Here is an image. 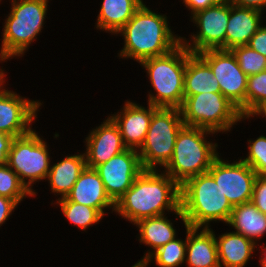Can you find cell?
<instances>
[{"label":"cell","mask_w":266,"mask_h":267,"mask_svg":"<svg viewBox=\"0 0 266 267\" xmlns=\"http://www.w3.org/2000/svg\"><path fill=\"white\" fill-rule=\"evenodd\" d=\"M14 137L0 131V165L8 162V153Z\"/></svg>","instance_id":"cell-36"},{"label":"cell","mask_w":266,"mask_h":267,"mask_svg":"<svg viewBox=\"0 0 266 267\" xmlns=\"http://www.w3.org/2000/svg\"><path fill=\"white\" fill-rule=\"evenodd\" d=\"M131 267H144V265H143V263L136 262V263L133 264Z\"/></svg>","instance_id":"cell-41"},{"label":"cell","mask_w":266,"mask_h":267,"mask_svg":"<svg viewBox=\"0 0 266 267\" xmlns=\"http://www.w3.org/2000/svg\"><path fill=\"white\" fill-rule=\"evenodd\" d=\"M184 125L179 108L158 107L153 112L145 141L138 150L144 170H162L168 164Z\"/></svg>","instance_id":"cell-9"},{"label":"cell","mask_w":266,"mask_h":267,"mask_svg":"<svg viewBox=\"0 0 266 267\" xmlns=\"http://www.w3.org/2000/svg\"><path fill=\"white\" fill-rule=\"evenodd\" d=\"M187 49L181 43L171 52L141 61L145 77L151 85L147 102L156 107L180 108L184 101V73Z\"/></svg>","instance_id":"cell-6"},{"label":"cell","mask_w":266,"mask_h":267,"mask_svg":"<svg viewBox=\"0 0 266 267\" xmlns=\"http://www.w3.org/2000/svg\"><path fill=\"white\" fill-rule=\"evenodd\" d=\"M235 0H216L217 3H228V4H234Z\"/></svg>","instance_id":"cell-40"},{"label":"cell","mask_w":266,"mask_h":267,"mask_svg":"<svg viewBox=\"0 0 266 267\" xmlns=\"http://www.w3.org/2000/svg\"><path fill=\"white\" fill-rule=\"evenodd\" d=\"M52 162L46 179L50 194L57 196L56 200L66 197L73 188L79 175L87 167L83 151L78 150L75 154H67ZM57 194V195H56Z\"/></svg>","instance_id":"cell-19"},{"label":"cell","mask_w":266,"mask_h":267,"mask_svg":"<svg viewBox=\"0 0 266 267\" xmlns=\"http://www.w3.org/2000/svg\"><path fill=\"white\" fill-rule=\"evenodd\" d=\"M9 12L2 22L0 63L25 57L40 37L52 0H8ZM1 66L0 69H4Z\"/></svg>","instance_id":"cell-3"},{"label":"cell","mask_w":266,"mask_h":267,"mask_svg":"<svg viewBox=\"0 0 266 267\" xmlns=\"http://www.w3.org/2000/svg\"><path fill=\"white\" fill-rule=\"evenodd\" d=\"M198 55L210 66L218 80L221 93L233 103L245 118V93L248 76L238 65L231 50L209 49Z\"/></svg>","instance_id":"cell-12"},{"label":"cell","mask_w":266,"mask_h":267,"mask_svg":"<svg viewBox=\"0 0 266 267\" xmlns=\"http://www.w3.org/2000/svg\"><path fill=\"white\" fill-rule=\"evenodd\" d=\"M173 215L175 221L164 214L141 219L133 225L138 230L136 237L140 243L139 245L143 244L149 248L145 250L143 257L140 260L138 259L137 262L143 263L154 251L178 236L179 232L174 227V223H178L177 220L180 221V224H183L181 227L185 228L187 226L181 208L173 212Z\"/></svg>","instance_id":"cell-17"},{"label":"cell","mask_w":266,"mask_h":267,"mask_svg":"<svg viewBox=\"0 0 266 267\" xmlns=\"http://www.w3.org/2000/svg\"><path fill=\"white\" fill-rule=\"evenodd\" d=\"M180 208V186L162 170H143L115 203L114 214L132 225Z\"/></svg>","instance_id":"cell-2"},{"label":"cell","mask_w":266,"mask_h":267,"mask_svg":"<svg viewBox=\"0 0 266 267\" xmlns=\"http://www.w3.org/2000/svg\"><path fill=\"white\" fill-rule=\"evenodd\" d=\"M95 170L102 179L107 195L116 203L144 169L138 150L127 148L107 162L98 165Z\"/></svg>","instance_id":"cell-14"},{"label":"cell","mask_w":266,"mask_h":267,"mask_svg":"<svg viewBox=\"0 0 266 267\" xmlns=\"http://www.w3.org/2000/svg\"><path fill=\"white\" fill-rule=\"evenodd\" d=\"M144 2V0H101L94 29L115 36Z\"/></svg>","instance_id":"cell-23"},{"label":"cell","mask_w":266,"mask_h":267,"mask_svg":"<svg viewBox=\"0 0 266 267\" xmlns=\"http://www.w3.org/2000/svg\"><path fill=\"white\" fill-rule=\"evenodd\" d=\"M234 4L240 7L266 12V0H235Z\"/></svg>","instance_id":"cell-37"},{"label":"cell","mask_w":266,"mask_h":267,"mask_svg":"<svg viewBox=\"0 0 266 267\" xmlns=\"http://www.w3.org/2000/svg\"><path fill=\"white\" fill-rule=\"evenodd\" d=\"M186 267H220L213 228L187 226Z\"/></svg>","instance_id":"cell-20"},{"label":"cell","mask_w":266,"mask_h":267,"mask_svg":"<svg viewBox=\"0 0 266 267\" xmlns=\"http://www.w3.org/2000/svg\"><path fill=\"white\" fill-rule=\"evenodd\" d=\"M242 71L251 76L266 70V57L247 45L236 46L231 49Z\"/></svg>","instance_id":"cell-29"},{"label":"cell","mask_w":266,"mask_h":267,"mask_svg":"<svg viewBox=\"0 0 266 267\" xmlns=\"http://www.w3.org/2000/svg\"><path fill=\"white\" fill-rule=\"evenodd\" d=\"M256 117V118H255ZM261 117V118H260ZM246 120L248 121V123H251V118L255 120L258 118L260 119H264L266 121V101L260 103L259 105H257L246 117Z\"/></svg>","instance_id":"cell-38"},{"label":"cell","mask_w":266,"mask_h":267,"mask_svg":"<svg viewBox=\"0 0 266 267\" xmlns=\"http://www.w3.org/2000/svg\"><path fill=\"white\" fill-rule=\"evenodd\" d=\"M226 225L256 245L266 237V214L260 212L251 201L234 206Z\"/></svg>","instance_id":"cell-24"},{"label":"cell","mask_w":266,"mask_h":267,"mask_svg":"<svg viewBox=\"0 0 266 267\" xmlns=\"http://www.w3.org/2000/svg\"><path fill=\"white\" fill-rule=\"evenodd\" d=\"M247 153L240 159L248 164L257 175H266V135L263 133L256 139H247Z\"/></svg>","instance_id":"cell-30"},{"label":"cell","mask_w":266,"mask_h":267,"mask_svg":"<svg viewBox=\"0 0 266 267\" xmlns=\"http://www.w3.org/2000/svg\"><path fill=\"white\" fill-rule=\"evenodd\" d=\"M52 199L50 205L52 207L60 208L61 213L64 215L67 220L76 228L81 231L86 232L89 227L96 226V224H100L103 218L105 217L99 210L92 208L87 205H82L76 202H72L68 200L66 197L60 198L58 200Z\"/></svg>","instance_id":"cell-26"},{"label":"cell","mask_w":266,"mask_h":267,"mask_svg":"<svg viewBox=\"0 0 266 267\" xmlns=\"http://www.w3.org/2000/svg\"><path fill=\"white\" fill-rule=\"evenodd\" d=\"M185 238L171 240L164 246L154 251L144 262V267L154 264L156 267H181L185 264L186 243H187V226L185 227Z\"/></svg>","instance_id":"cell-27"},{"label":"cell","mask_w":266,"mask_h":267,"mask_svg":"<svg viewBox=\"0 0 266 267\" xmlns=\"http://www.w3.org/2000/svg\"><path fill=\"white\" fill-rule=\"evenodd\" d=\"M207 172L233 207L251 201L257 174L239 157L231 161L220 154Z\"/></svg>","instance_id":"cell-13"},{"label":"cell","mask_w":266,"mask_h":267,"mask_svg":"<svg viewBox=\"0 0 266 267\" xmlns=\"http://www.w3.org/2000/svg\"><path fill=\"white\" fill-rule=\"evenodd\" d=\"M180 208L187 226L211 228V223H224L230 218L233 206L208 173L186 180L180 186Z\"/></svg>","instance_id":"cell-4"},{"label":"cell","mask_w":266,"mask_h":267,"mask_svg":"<svg viewBox=\"0 0 266 267\" xmlns=\"http://www.w3.org/2000/svg\"><path fill=\"white\" fill-rule=\"evenodd\" d=\"M266 23V22H265ZM263 24L251 37L247 46L266 57V24Z\"/></svg>","instance_id":"cell-33"},{"label":"cell","mask_w":266,"mask_h":267,"mask_svg":"<svg viewBox=\"0 0 266 267\" xmlns=\"http://www.w3.org/2000/svg\"><path fill=\"white\" fill-rule=\"evenodd\" d=\"M183 123L209 130L216 134H227L237 125L246 121L239 109L222 93L204 92L184 96L179 108ZM236 125V126H235Z\"/></svg>","instance_id":"cell-7"},{"label":"cell","mask_w":266,"mask_h":267,"mask_svg":"<svg viewBox=\"0 0 266 267\" xmlns=\"http://www.w3.org/2000/svg\"><path fill=\"white\" fill-rule=\"evenodd\" d=\"M8 71L0 76V131L16 138L30 133L44 101L30 99L8 89ZM7 82V84H5ZM34 123V124H33Z\"/></svg>","instance_id":"cell-10"},{"label":"cell","mask_w":266,"mask_h":267,"mask_svg":"<svg viewBox=\"0 0 266 267\" xmlns=\"http://www.w3.org/2000/svg\"><path fill=\"white\" fill-rule=\"evenodd\" d=\"M180 4H184L183 6L186 7L184 10L189 11V18H191L194 14L198 11L205 10L209 7H212L217 4L216 0H179Z\"/></svg>","instance_id":"cell-35"},{"label":"cell","mask_w":266,"mask_h":267,"mask_svg":"<svg viewBox=\"0 0 266 267\" xmlns=\"http://www.w3.org/2000/svg\"><path fill=\"white\" fill-rule=\"evenodd\" d=\"M230 16V4L217 3L194 14L189 22L196 26L189 38L182 36V44L191 53L209 49L226 50V30ZM198 29V30H197Z\"/></svg>","instance_id":"cell-11"},{"label":"cell","mask_w":266,"mask_h":267,"mask_svg":"<svg viewBox=\"0 0 266 267\" xmlns=\"http://www.w3.org/2000/svg\"><path fill=\"white\" fill-rule=\"evenodd\" d=\"M263 244V245H262ZM261 249V250H260ZM257 251L259 252V265L261 267H266V244L262 242L261 244L258 245Z\"/></svg>","instance_id":"cell-39"},{"label":"cell","mask_w":266,"mask_h":267,"mask_svg":"<svg viewBox=\"0 0 266 267\" xmlns=\"http://www.w3.org/2000/svg\"><path fill=\"white\" fill-rule=\"evenodd\" d=\"M184 96L204 92L221 93L220 85L210 66L198 55L187 49V62L184 73Z\"/></svg>","instance_id":"cell-25"},{"label":"cell","mask_w":266,"mask_h":267,"mask_svg":"<svg viewBox=\"0 0 266 267\" xmlns=\"http://www.w3.org/2000/svg\"><path fill=\"white\" fill-rule=\"evenodd\" d=\"M0 196L10 198L18 205L26 198H34L7 164L0 165Z\"/></svg>","instance_id":"cell-28"},{"label":"cell","mask_w":266,"mask_h":267,"mask_svg":"<svg viewBox=\"0 0 266 267\" xmlns=\"http://www.w3.org/2000/svg\"><path fill=\"white\" fill-rule=\"evenodd\" d=\"M18 204L7 197L0 196V228L4 224H7V220L14 214L15 209H18Z\"/></svg>","instance_id":"cell-34"},{"label":"cell","mask_w":266,"mask_h":267,"mask_svg":"<svg viewBox=\"0 0 266 267\" xmlns=\"http://www.w3.org/2000/svg\"><path fill=\"white\" fill-rule=\"evenodd\" d=\"M265 13L230 4V16L226 30V50L247 45L251 37L266 20ZM264 20V21H263Z\"/></svg>","instance_id":"cell-21"},{"label":"cell","mask_w":266,"mask_h":267,"mask_svg":"<svg viewBox=\"0 0 266 267\" xmlns=\"http://www.w3.org/2000/svg\"><path fill=\"white\" fill-rule=\"evenodd\" d=\"M6 70L0 69V76L5 72Z\"/></svg>","instance_id":"cell-42"},{"label":"cell","mask_w":266,"mask_h":267,"mask_svg":"<svg viewBox=\"0 0 266 267\" xmlns=\"http://www.w3.org/2000/svg\"><path fill=\"white\" fill-rule=\"evenodd\" d=\"M83 139V150L88 168L95 169L111 157L126 150L118 125L108 115L101 124L91 127Z\"/></svg>","instance_id":"cell-15"},{"label":"cell","mask_w":266,"mask_h":267,"mask_svg":"<svg viewBox=\"0 0 266 267\" xmlns=\"http://www.w3.org/2000/svg\"><path fill=\"white\" fill-rule=\"evenodd\" d=\"M266 101V70L248 76L245 93V117L260 103Z\"/></svg>","instance_id":"cell-31"},{"label":"cell","mask_w":266,"mask_h":267,"mask_svg":"<svg viewBox=\"0 0 266 267\" xmlns=\"http://www.w3.org/2000/svg\"><path fill=\"white\" fill-rule=\"evenodd\" d=\"M226 229L228 231L219 235L215 232L220 267H246L250 259L257 256L254 252H257L258 245L242 234Z\"/></svg>","instance_id":"cell-22"},{"label":"cell","mask_w":266,"mask_h":267,"mask_svg":"<svg viewBox=\"0 0 266 267\" xmlns=\"http://www.w3.org/2000/svg\"><path fill=\"white\" fill-rule=\"evenodd\" d=\"M215 136L218 134L209 130L184 125L176 137L173 155L162 171L179 186L189 178L206 173L221 154L218 150L221 143L218 145Z\"/></svg>","instance_id":"cell-5"},{"label":"cell","mask_w":266,"mask_h":267,"mask_svg":"<svg viewBox=\"0 0 266 267\" xmlns=\"http://www.w3.org/2000/svg\"><path fill=\"white\" fill-rule=\"evenodd\" d=\"M66 198L72 202L95 208L104 216L115 210V203L107 195L99 173L88 167L79 175Z\"/></svg>","instance_id":"cell-18"},{"label":"cell","mask_w":266,"mask_h":267,"mask_svg":"<svg viewBox=\"0 0 266 267\" xmlns=\"http://www.w3.org/2000/svg\"><path fill=\"white\" fill-rule=\"evenodd\" d=\"M39 133L34 126L30 133L14 138L7 162L34 198L38 194L37 190L33 189L34 184L44 180L46 182L51 163L54 161L46 138Z\"/></svg>","instance_id":"cell-8"},{"label":"cell","mask_w":266,"mask_h":267,"mask_svg":"<svg viewBox=\"0 0 266 267\" xmlns=\"http://www.w3.org/2000/svg\"><path fill=\"white\" fill-rule=\"evenodd\" d=\"M158 107L148 104L140 105L135 100L124 101L120 110L109 116L118 125L124 145L129 149L139 150L143 145L153 112ZM113 113V114H112Z\"/></svg>","instance_id":"cell-16"},{"label":"cell","mask_w":266,"mask_h":267,"mask_svg":"<svg viewBox=\"0 0 266 267\" xmlns=\"http://www.w3.org/2000/svg\"><path fill=\"white\" fill-rule=\"evenodd\" d=\"M146 1L137 9L115 37H123V47L117 58L138 64L148 58L165 55L182 43V35L175 34L169 13L152 10Z\"/></svg>","instance_id":"cell-1"},{"label":"cell","mask_w":266,"mask_h":267,"mask_svg":"<svg viewBox=\"0 0 266 267\" xmlns=\"http://www.w3.org/2000/svg\"><path fill=\"white\" fill-rule=\"evenodd\" d=\"M251 202L260 212L266 214V175H257L253 186Z\"/></svg>","instance_id":"cell-32"}]
</instances>
